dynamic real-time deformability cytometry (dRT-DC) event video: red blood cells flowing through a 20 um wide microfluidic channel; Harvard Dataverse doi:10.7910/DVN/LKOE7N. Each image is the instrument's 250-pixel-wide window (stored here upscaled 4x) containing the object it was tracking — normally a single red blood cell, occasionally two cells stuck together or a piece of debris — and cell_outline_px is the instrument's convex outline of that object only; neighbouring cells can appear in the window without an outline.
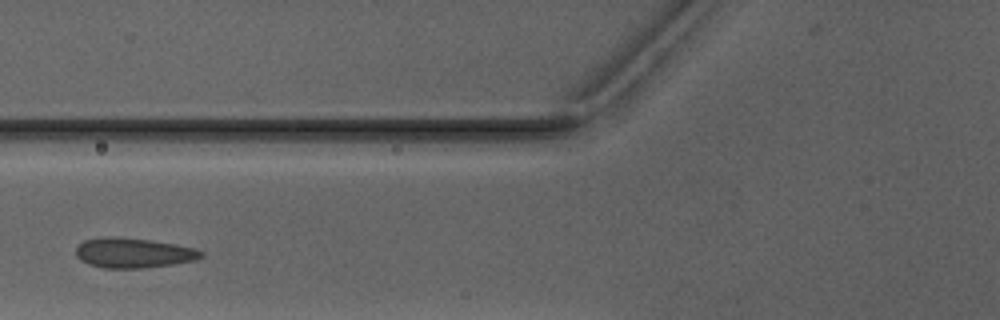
{"species": "Egyptian fruit bat (a non-hibernating species)", "species_latin": "Rousettus aegyptiacus", "temperature_condition": "warm", "stored_images_in_passage": 3, "camera_frame_rate_fps": 3000, "um_per_image_px": 0.085, "animal": {"sex": "male"}, "frame": {"image": 1, "passage_image": 3, "time_ms": 2.333, "image_size_px": [1000, 320], "cell_outline_px": [[204, 256], [196, 260], [172, 264], [140, 268], [104, 268], [88, 264], [80, 260], [76, 256], [76, 244], [84, 240], [104, 236], [112, 236], [148, 240], [176, 244], [196, 248], [204, 252]], "centroid_in_image_um": [11.32, 21.49], "position_along_channel_um": 114.5, "area_um2": 22.02}}